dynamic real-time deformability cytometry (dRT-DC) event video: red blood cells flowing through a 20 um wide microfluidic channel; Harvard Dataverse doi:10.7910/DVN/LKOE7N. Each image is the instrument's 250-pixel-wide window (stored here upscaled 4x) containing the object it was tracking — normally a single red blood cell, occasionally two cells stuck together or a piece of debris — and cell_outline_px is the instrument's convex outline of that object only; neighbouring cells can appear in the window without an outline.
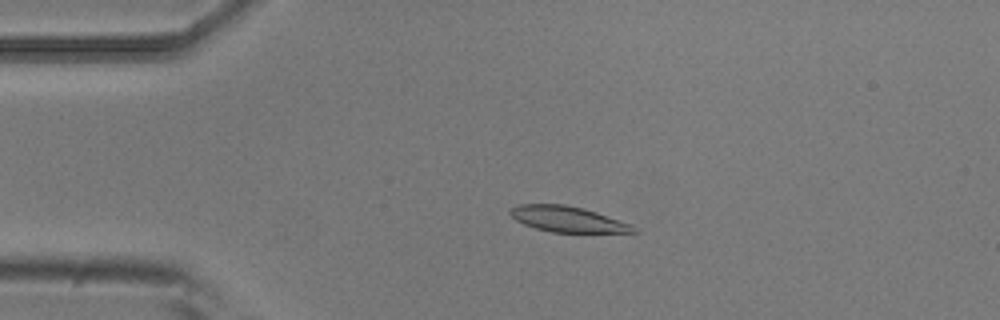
{"species": "common noctule bat (a hibernating species)", "species_latin": "Nyctalus noctula", "temperature_condition": "room temperature", "stored_images_in_passage": 3, "camera_frame_rate_fps": 3000, "um_per_image_px": 0.085, "animal": {"sex": "male", "body_mass_g": 20.5, "forearm_length_mm": 52.5}, "frame": {"image": 1, "passage_image": 2, "time_ms": 0.333, "image_size_px": [1000, 320], "cell_outline_px": [[640, 232], [552, 232], [536, 228], [524, 224], [516, 220], [508, 212], [512, 208], [520, 204], [564, 204], [584, 208], [632, 224]], "centroid_in_image_um": [48.26, 18.62], "position_along_channel_um": 36.7, "area_um2": 18.32}}